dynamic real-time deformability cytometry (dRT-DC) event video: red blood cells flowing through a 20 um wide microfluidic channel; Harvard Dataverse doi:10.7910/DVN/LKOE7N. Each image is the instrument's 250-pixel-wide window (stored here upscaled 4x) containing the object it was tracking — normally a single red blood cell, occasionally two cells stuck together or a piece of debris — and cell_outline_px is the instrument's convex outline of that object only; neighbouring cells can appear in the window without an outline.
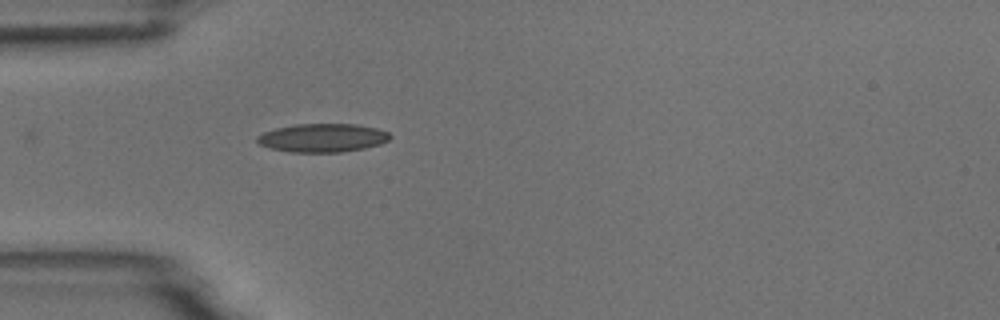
{"species": "common noctule bat (a hibernating species)", "species_latin": "Nyctalus noctula", "temperature_condition": "room temperature", "stored_images_in_passage": 33, "camera_frame_rate_fps": 3000, "um_per_image_px": 0.085, "animal": {"sex": "male", "body_mass_g": 18.8}, "frame": {"image": 1, "passage_image": 1, "time_ms": 0.0, "image_size_px": [1000, 320], "cell_outline_px": [[392, 136], [388, 140], [380, 144], [364, 148], [340, 152], [292, 152], [272, 148], [260, 144], [256, 140], [256, 136], [264, 132], [276, 128], [296, 124], [356, 124], [376, 128], [388, 132]], "centroid_in_image_um": [27.43, 11.71], "position_along_channel_um": 57.6, "area_um2": 21.91}}
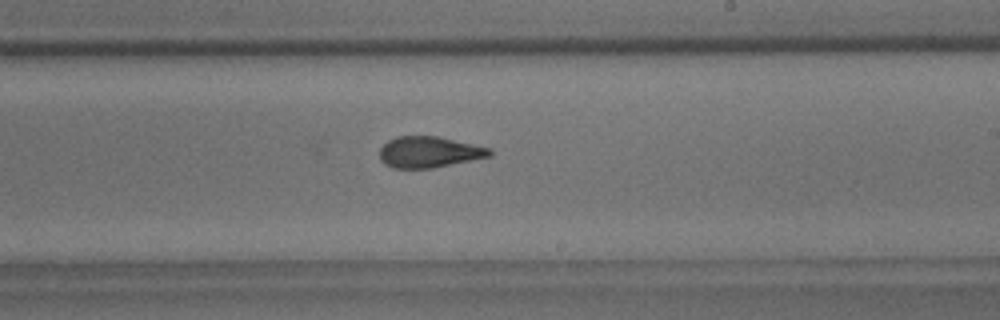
{"frame": {"image": 2, "passage_image": 17, "time_ms": 5.333, "image_size_px": [1000, 320], "cell_outline_px": [[492, 156], [432, 168], [392, 168], [384, 164], [380, 160], [380, 148], [388, 140], [396, 136], [436, 136], [492, 148]], "centroid_in_image_um": [36.47, 12.92], "position_along_channel_um": 252.5, "area_um2": 20.0}}
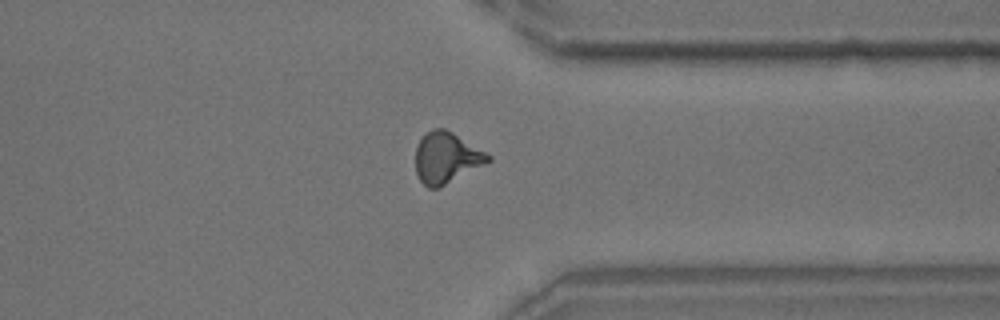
{"frame": {"image": 3, "passage_image": 27, "time_ms": 8.667, "image_size_px": [1000, 320], "cell_outline_px": [[492, 160], [440, 188], [428, 188], [420, 180], [416, 172], [416, 148], [424, 132], [432, 128], [444, 128], [452, 132], [492, 156]], "centroid_in_image_um": [37.93, 13.41], "position_along_channel_um": 373.5, "area_um2": 21.56}, "authors_computed_cell_mechanics": {"area_um2": 20.6346, "velocity_mm_per_s": 3.7099, "shape_relaxation_time_tau1_ms": 6.6752, "shape_relaxation_time_tau2_ms": 1.6674, "deformation_change_tau1": 0.1796, "deformation_change_tau2": 0.0892}}